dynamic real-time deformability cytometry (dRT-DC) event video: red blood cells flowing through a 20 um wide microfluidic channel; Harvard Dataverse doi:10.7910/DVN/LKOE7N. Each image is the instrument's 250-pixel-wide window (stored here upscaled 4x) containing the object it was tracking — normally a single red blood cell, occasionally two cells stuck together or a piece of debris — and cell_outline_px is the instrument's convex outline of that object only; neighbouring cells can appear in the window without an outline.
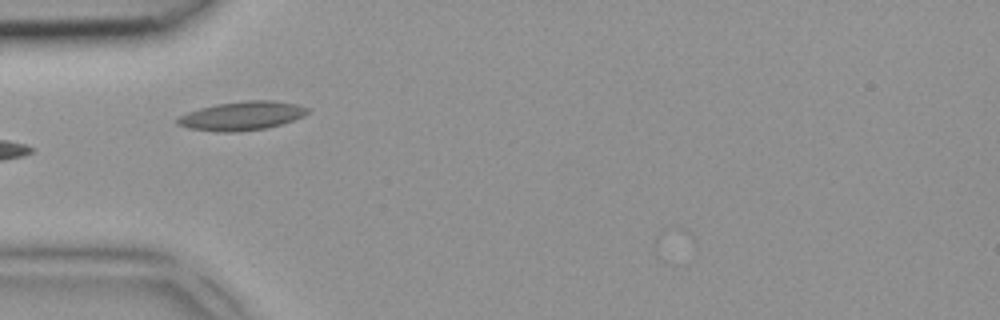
{"species": "common noctule bat (a hibernating species)", "species_latin": "Nyctalus noctula", "temperature_condition": "room temperature", "stored_images_in_passage": 3, "camera_frame_rate_fps": 3000, "um_per_image_px": 0.085, "animal": {"sex": "female", "body_mass_g": 18.4}, "frame": {"image": 1, "passage_image": 3, "time_ms": 0.667, "image_size_px": [1000, 320], "cell_outline_px": [[308, 112], [304, 116], [268, 128], [236, 132], [216, 132], [188, 128], [176, 124], [176, 120], [180, 116], [188, 112], [200, 108], [216, 104], [244, 100], [276, 100], [296, 104], [308, 108]], "centroid_in_image_um": [20.54, 9.84], "position_along_channel_um": 64.5, "area_um2": 21.91}}